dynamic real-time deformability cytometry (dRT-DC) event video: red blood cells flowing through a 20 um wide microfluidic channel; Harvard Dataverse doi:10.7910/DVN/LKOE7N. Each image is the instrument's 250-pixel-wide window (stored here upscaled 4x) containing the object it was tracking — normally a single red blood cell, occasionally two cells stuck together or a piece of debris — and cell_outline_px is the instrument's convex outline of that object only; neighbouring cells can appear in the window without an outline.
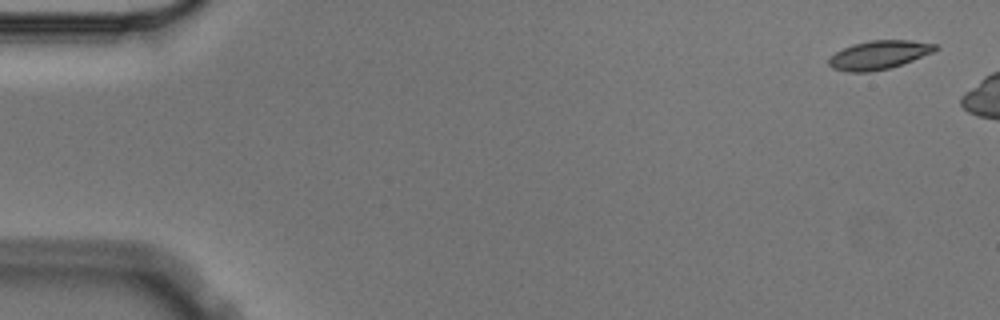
{"species": "Egyptian fruit bat (a non-hibernating species)", "species_latin": "Rousettus aegyptiacus", "temperature_condition": "cold", "stored_images_in_passage": 4, "camera_frame_rate_fps": 3000, "um_per_image_px": 0.085, "animal": {"sex": "male"}, "frame": {"image": 1, "passage_image": 1, "time_ms": 0.0, "image_size_px": [1000, 320], "cell_outline_px": [[940, 48], [932, 52], [912, 60], [888, 68], [868, 72], [848, 72], [832, 68], [828, 64], [828, 56], [852, 44], [868, 40], [912, 40], [936, 44]], "centroid_in_image_um": [74.67, 4.66], "position_along_channel_um": 10.3, "area_um2": 17.74}}